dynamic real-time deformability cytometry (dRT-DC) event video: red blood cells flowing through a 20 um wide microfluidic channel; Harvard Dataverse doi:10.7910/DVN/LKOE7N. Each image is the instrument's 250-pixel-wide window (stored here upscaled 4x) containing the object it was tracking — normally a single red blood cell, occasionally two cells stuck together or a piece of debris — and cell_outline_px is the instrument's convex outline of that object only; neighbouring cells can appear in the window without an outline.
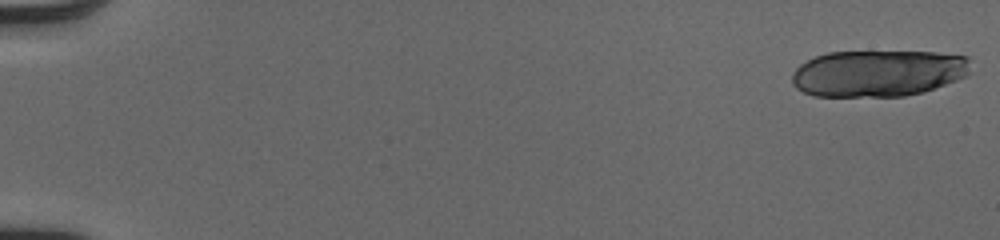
{"species": "human", "species_latin": "Homo sapiens", "temperature_condition": "cold", "stored_images_in_passage": 20, "camera_frame_rate_fps": 3000, "um_per_image_px": 0.085, "donor": {"sex": "male"}, "frame": {"image": 1, "passage_image": 1, "time_ms": 0.0, "image_size_px": [1000, 240], "cell_outline_px": [[968, 72], [964, 76], [956, 80], [924, 92], [904, 96], [812, 96], [796, 88], [792, 84], [792, 72], [800, 64], [816, 56], [828, 52], [936, 52], [968, 56]], "centroid_in_image_um": [74.6, 6.23], "position_along_channel_um": 10.4, "area_um2": 48.44}}
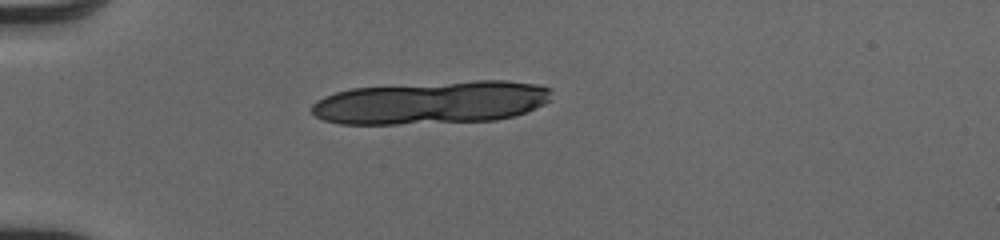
{"frame": {"image": 2, "passage_image": 15, "time_ms": 4.667, "image_size_px": [1000, 240], "cell_outline_px": [[552, 100], [544, 104], [516, 116], [496, 120], [396, 124], [340, 124], [324, 120], [316, 116], [312, 112], [312, 104], [316, 100], [324, 96], [336, 92], [352, 88], [476, 80], [504, 80], [536, 84], [552, 88]], "centroid_in_image_um": [36.71, 8.72], "position_along_channel_um": 48.3, "area_um2": 60.23}}